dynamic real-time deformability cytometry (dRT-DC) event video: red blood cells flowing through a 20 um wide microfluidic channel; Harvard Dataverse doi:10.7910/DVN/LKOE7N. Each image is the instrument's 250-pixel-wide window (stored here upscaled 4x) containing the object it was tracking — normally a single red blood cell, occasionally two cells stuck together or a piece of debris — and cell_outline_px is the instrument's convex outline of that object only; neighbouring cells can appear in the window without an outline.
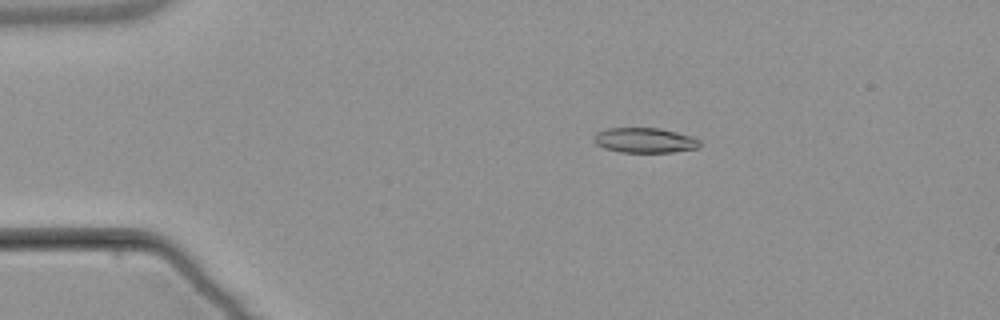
{"species": "common noctule bat (a hibernating species)", "species_latin": "Nyctalus noctula", "temperature_condition": "warm", "stored_images_in_passage": 8, "camera_frame_rate_fps": 3000, "um_per_image_px": 0.085, "animal": {"sex": "male", "body_mass_g": 21.5, "forearm_length_mm": 52.0}, "frame": {"image": 1, "passage_image": 3, "time_ms": 2.667, "image_size_px": [1000, 320], "cell_outline_px": [[700, 144], [696, 148], [672, 152], [620, 152], [604, 148], [596, 144], [596, 132], [608, 128], [660, 128], [692, 136], [700, 140]], "centroid_in_image_um": [54.82, 11.92], "position_along_channel_um": 30.2, "area_um2": 15.26}}
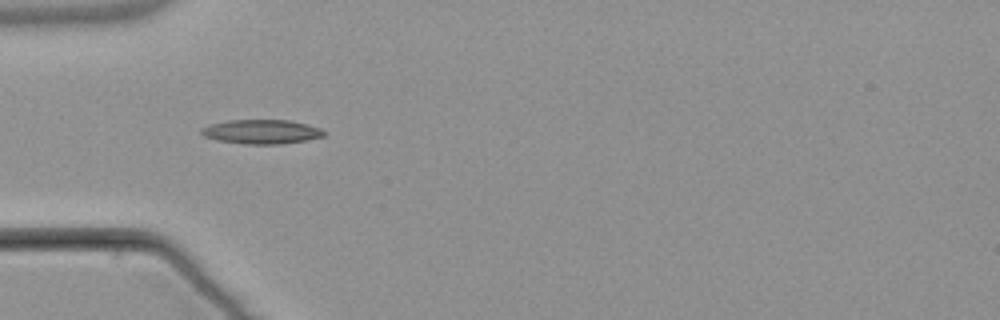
{"frame": {"image": 2, "passage_image": 5, "time_ms": 5.0, "image_size_px": [1000, 320], "cell_outline_px": [[328, 132], [324, 136], [308, 140], [280, 144], [244, 144], [216, 140], [204, 136], [200, 132], [200, 128], [208, 124], [228, 120], [288, 120], [308, 124], [320, 128]], "centroid_in_image_um": [22.23, 11.19], "position_along_channel_um": 62.8, "area_um2": 17.57}}
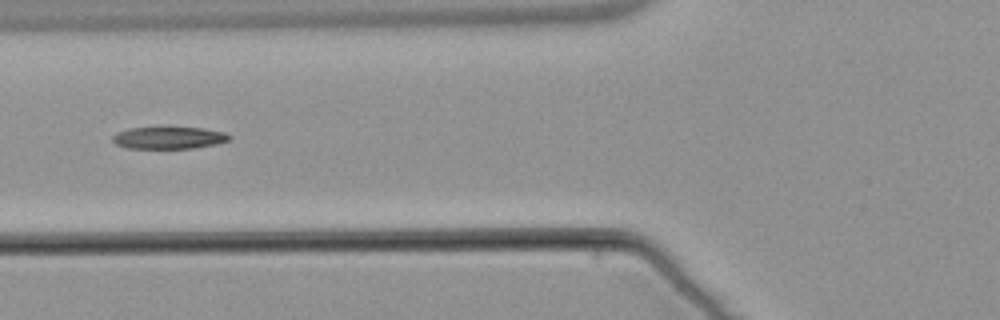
{"frame": {"image": 3, "passage_image": 6, "time_ms": 6.333, "image_size_px": [1000, 320], "cell_outline_px": [[232, 136], [228, 140], [216, 144], [192, 148], [128, 148], [116, 144], [112, 140], [112, 136], [116, 132], [128, 128], [204, 128], [224, 132]], "centroid_in_image_um": [14.33, 11.71], "position_along_channel_um": 111.5, "area_um2": 14.85}}